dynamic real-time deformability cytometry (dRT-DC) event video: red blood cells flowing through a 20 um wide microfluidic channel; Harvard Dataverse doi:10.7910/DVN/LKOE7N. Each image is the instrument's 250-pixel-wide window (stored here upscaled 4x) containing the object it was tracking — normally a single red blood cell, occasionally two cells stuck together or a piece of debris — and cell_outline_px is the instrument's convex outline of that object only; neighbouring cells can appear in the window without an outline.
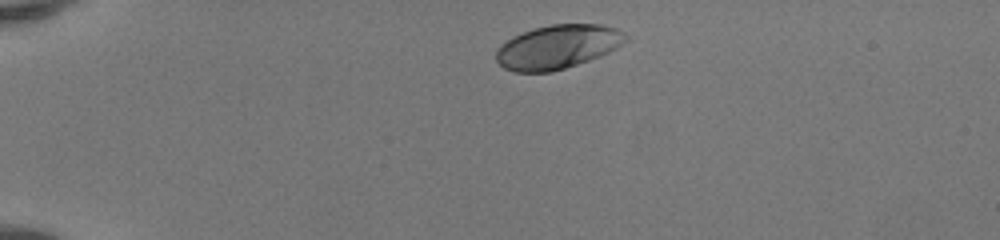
{"species": "human", "species_latin": "Homo sapiens", "temperature_condition": "room temperature", "stored_images_in_passage": 40, "camera_frame_rate_fps": 3000, "um_per_image_px": 0.085, "donor": {"sex": "female"}, "frame": {"image": 1, "passage_image": 1, "time_ms": 0.0, "image_size_px": [1000, 240], "cell_outline_px": [[628, 40], [616, 48], [600, 56], [552, 72], [516, 72], [504, 68], [496, 60], [496, 48], [500, 44], [512, 36], [532, 28], [552, 24], [600, 24], [616, 28], [624, 32], [628, 36]], "centroid_in_image_um": [47.38, 3.97], "position_along_channel_um": 37.6, "area_um2": 33.29}}
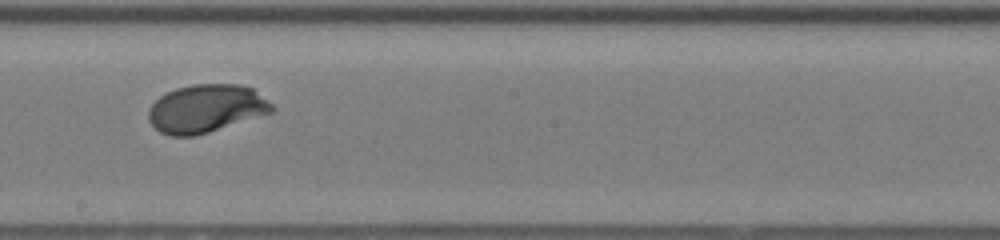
{"frame": {"image": 2, "passage_image": 20, "time_ms": 6.333, "image_size_px": [1000, 240], "cell_outline_px": [[276, 108], [272, 112], [208, 132], [192, 136], [168, 136], [160, 132], [148, 120], [148, 108], [160, 96], [176, 88], [192, 84], [240, 84], [252, 88], [272, 104]], "centroid_in_image_um": [17.49, 9.22], "position_along_channel_um": 230.7, "area_um2": 34.39}}
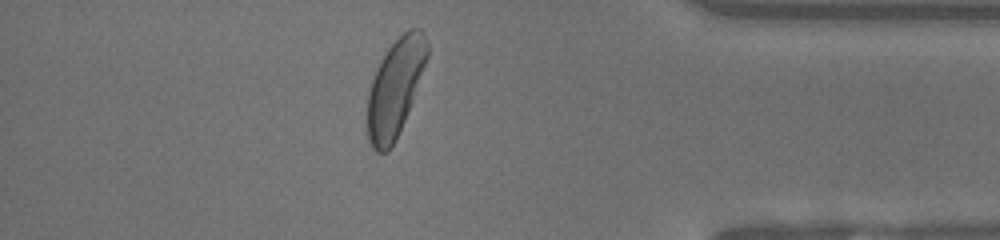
{"frame": {"image": 3, "passage_image": 34, "time_ms": 11.0, "image_size_px": [1000, 240], "cell_outline_px": [[428, 56], [404, 120], [396, 140], [388, 152], [376, 152], [372, 148], [368, 140], [368, 92], [376, 68], [380, 60], [388, 48], [408, 28], [420, 28], [428, 40]], "centroid_in_image_um": [33.58, 7.45], "position_along_channel_um": 401.6, "area_um2": 33.41}, "authors_computed_cell_mechanics": {"area_um2": 34.102, "velocity_mm_per_s": 4.1279, "shape_relaxation_time_tau1_ms": 1.6766, "shape_relaxation_time_tau2_ms": null, "deformation_change_tau1": 0.1308, "deformation_change_tau2": null}}